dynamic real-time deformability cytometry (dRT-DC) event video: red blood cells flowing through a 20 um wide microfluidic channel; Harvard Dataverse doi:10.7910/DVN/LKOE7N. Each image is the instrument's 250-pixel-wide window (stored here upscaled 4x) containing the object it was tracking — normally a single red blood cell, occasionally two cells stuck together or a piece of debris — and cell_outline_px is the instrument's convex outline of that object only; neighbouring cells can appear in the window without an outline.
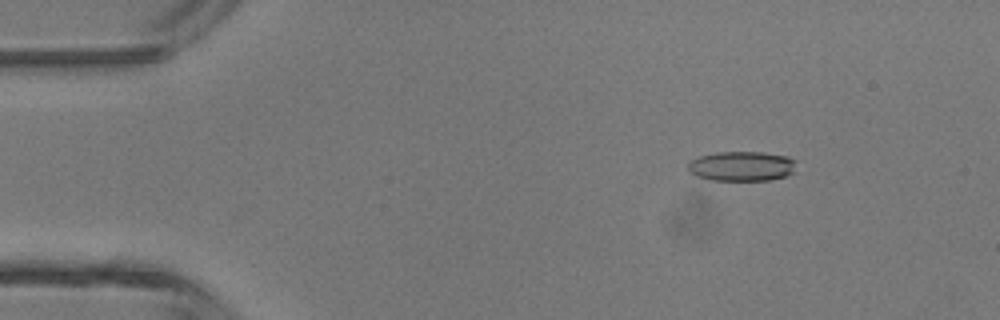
{"species": "common noctule bat (a hibernating species)", "species_latin": "Nyctalus noctula", "temperature_condition": "room temperature", "stored_images_in_passage": 5, "camera_frame_rate_fps": 3000, "um_per_image_px": 0.085, "animal": {"sex": "male", "body_mass_g": 13.3}, "frame": {"image": 1, "passage_image": 1, "time_ms": 0.0, "image_size_px": [1000, 320], "cell_outline_px": [[796, 160], [792, 172], [784, 176], [768, 180], [712, 180], [696, 176], [688, 172], [688, 164], [692, 160], [700, 156], [716, 152], [764, 152], [788, 156]], "centroid_in_image_um": [63.03, 14.12], "position_along_channel_um": 22.0, "area_um2": 18.73}}